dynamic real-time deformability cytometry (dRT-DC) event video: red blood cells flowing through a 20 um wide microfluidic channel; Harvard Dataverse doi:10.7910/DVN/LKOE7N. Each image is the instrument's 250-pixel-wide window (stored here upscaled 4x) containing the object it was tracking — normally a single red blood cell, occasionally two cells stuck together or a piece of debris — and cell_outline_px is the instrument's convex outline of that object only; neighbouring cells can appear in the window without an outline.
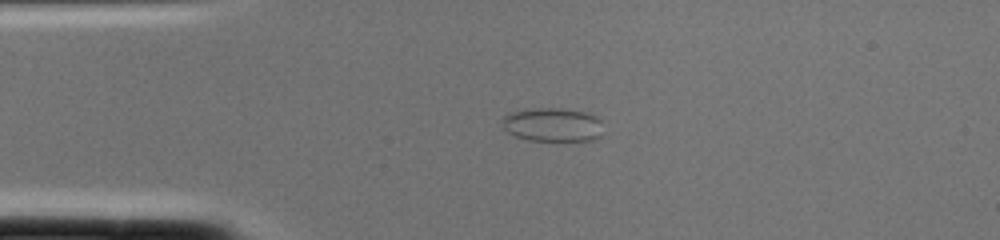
{"species": "common noctule bat (a hibernating species)", "species_latin": "Nyctalus noctula", "temperature_condition": "cold", "stored_images_in_passage": 1, "camera_frame_rate_fps": 3000, "um_per_image_px": 0.085, "animal": {"sex": "female", "body_mass_g": 22.0, "forearm_length_mm": 56.7}, "frame": {"image": 1, "passage_image": 1, "time_ms": 0.0, "image_size_px": [1000, 240], "cell_outline_px": [[600, 136], [592, 140], [528, 140], [516, 136], [508, 132], [500, 124], [500, 120], [504, 116], [512, 112], [536, 108], [560, 108], [584, 112], [596, 116], [600, 120]], "centroid_in_image_um": [46.92, 10.59], "position_along_channel_um": 38.1, "area_um2": 19.65}}